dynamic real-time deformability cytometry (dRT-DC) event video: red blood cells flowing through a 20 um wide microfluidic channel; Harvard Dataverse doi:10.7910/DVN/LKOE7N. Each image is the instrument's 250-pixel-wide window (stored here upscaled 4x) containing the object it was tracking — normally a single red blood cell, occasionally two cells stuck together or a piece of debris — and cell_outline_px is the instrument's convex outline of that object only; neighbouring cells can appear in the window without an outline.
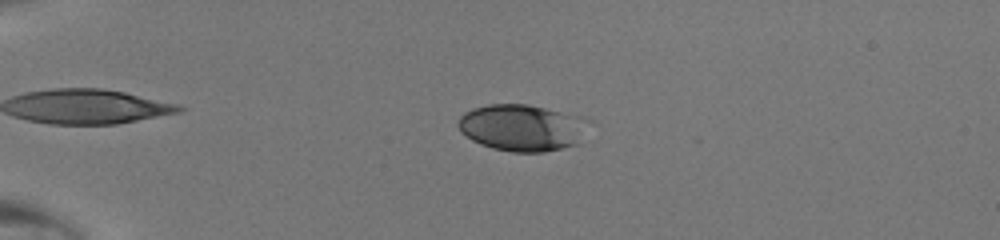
{"species": "human", "species_latin": "Homo sapiens", "temperature_condition": "room temperature", "stored_images_in_passage": 48, "camera_frame_rate_fps": 3000, "um_per_image_px": 0.085, "donor": {"sex": "male"}, "frame": {"image": 1, "passage_image": 13, "time_ms": 4.0, "image_size_px": [1000, 240], "cell_outline_px": [[580, 144], [544, 152], [512, 152], [492, 148], [480, 144], [472, 140], [456, 124], [460, 116], [464, 112], [472, 108], [488, 104], [528, 104], [580, 116]], "centroid_in_image_um": [44.26, 10.85], "position_along_channel_um": 40.7, "area_um2": 34.68}}
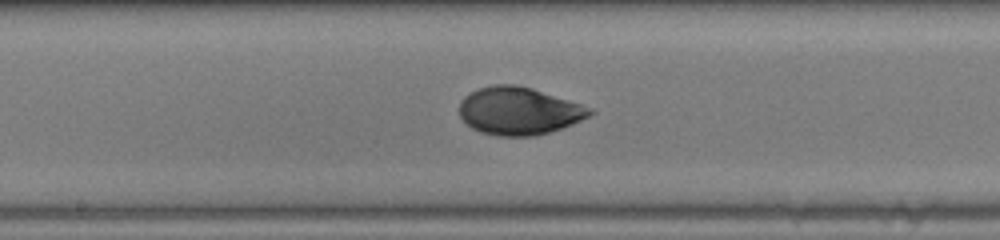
{"frame": {"image": 2, "passage_image": 28, "time_ms": 9.0, "image_size_px": [1000, 240], "cell_outline_px": [[596, 112], [572, 124], [536, 136], [496, 136], [480, 132], [472, 128], [460, 116], [460, 100], [464, 96], [480, 88], [492, 84], [516, 84], [532, 88], [592, 108]], "centroid_in_image_um": [44.09, 9.43], "position_along_channel_um": 204.1, "area_um2": 36.07}}
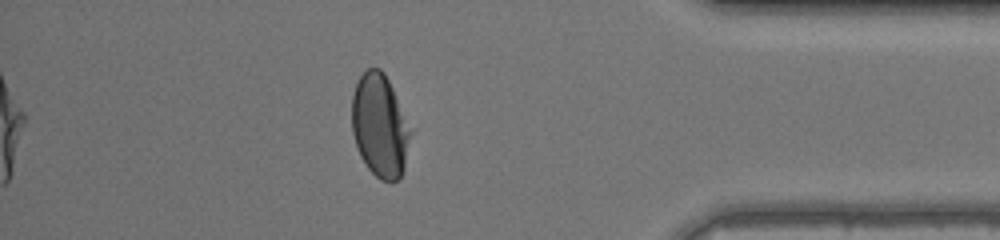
{"frame": {"image": 3, "passage_image": 43, "time_ms": 14.0, "image_size_px": [1000, 240], "cell_outline_px": [[412, 132], [404, 168], [400, 176], [396, 180], [380, 180], [368, 168], [360, 156], [352, 132], [352, 96], [356, 80], [368, 68], [380, 68], [384, 72], [392, 88]], "centroid_in_image_um": [32.27, 10.67], "position_along_channel_um": 402.9, "area_um2": 34.97}}